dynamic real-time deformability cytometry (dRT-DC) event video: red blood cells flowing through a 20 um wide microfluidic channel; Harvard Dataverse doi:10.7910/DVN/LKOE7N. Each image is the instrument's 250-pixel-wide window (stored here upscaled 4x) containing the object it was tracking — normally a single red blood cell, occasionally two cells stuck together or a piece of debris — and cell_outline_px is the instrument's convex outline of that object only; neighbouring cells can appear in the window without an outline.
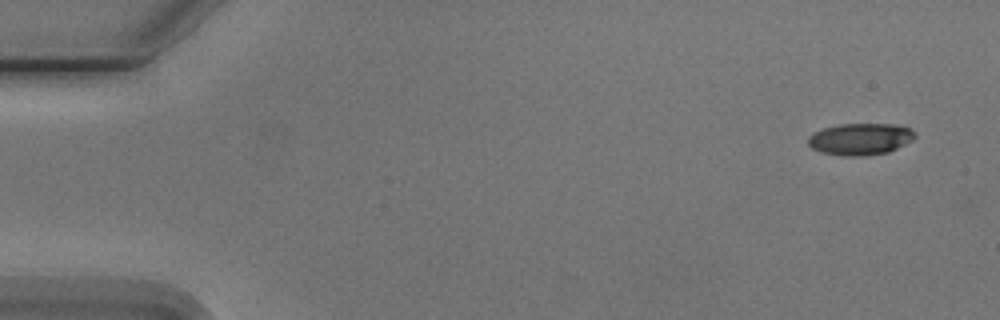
{"species": "Egyptian fruit bat (a non-hibernating species)", "species_latin": "Rousettus aegyptiacus", "temperature_condition": "cold", "stored_images_in_passage": 4, "camera_frame_rate_fps": 3000, "um_per_image_px": 0.085, "animal": {"sex": "male"}, "frame": {"image": 1, "passage_image": 1, "time_ms": 0.0, "image_size_px": [1000, 320], "cell_outline_px": [[916, 136], [912, 140], [888, 152], [864, 156], [844, 156], [820, 152], [812, 148], [808, 144], [808, 136], [812, 132], [824, 128], [840, 124], [892, 124], [912, 128]], "centroid_in_image_um": [73.1, 11.82], "position_along_channel_um": 11.9, "area_um2": 19.83}}